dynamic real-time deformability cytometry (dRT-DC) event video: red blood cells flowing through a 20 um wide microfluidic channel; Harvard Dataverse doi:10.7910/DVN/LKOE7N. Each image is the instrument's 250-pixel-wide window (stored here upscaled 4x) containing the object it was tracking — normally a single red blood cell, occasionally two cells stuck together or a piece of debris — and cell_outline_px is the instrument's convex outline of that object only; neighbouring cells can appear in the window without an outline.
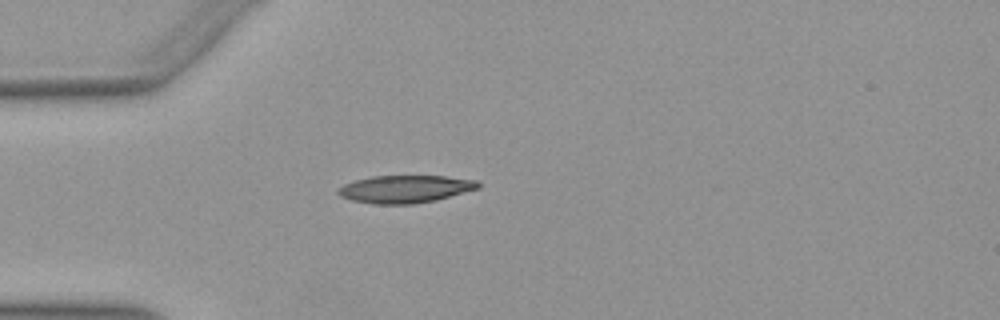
{"species": "Egyptian fruit bat (a non-hibernating species)", "species_latin": "Rousettus aegyptiacus", "temperature_condition": "warm", "stored_images_in_passage": 8, "camera_frame_rate_fps": 3000, "um_per_image_px": 0.085, "animal": {"sex": "female"}, "frame": {"image": 1, "passage_image": 1, "time_ms": 0.0, "image_size_px": [1000, 320], "cell_outline_px": [[480, 188], [436, 200], [416, 204], [372, 204], [352, 200], [340, 196], [336, 192], [344, 184], [356, 180], [372, 176], [444, 176], [476, 180], [480, 184]], "centroid_in_image_um": [34.45, 16.07], "position_along_channel_um": 50.6, "area_um2": 22.48}}
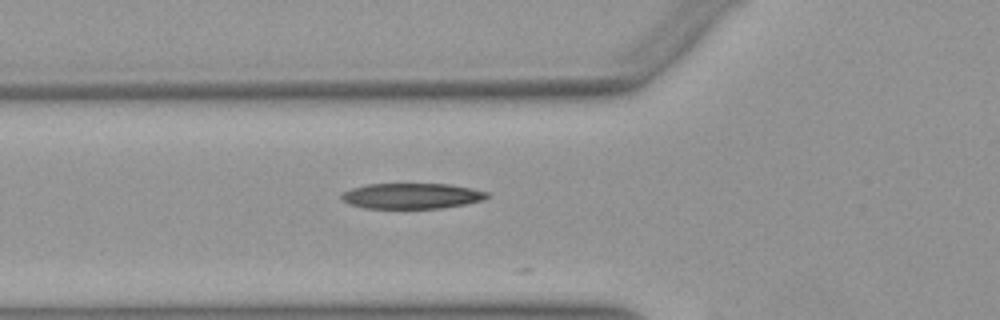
{"frame": {"image": 2, "passage_image": 5, "time_ms": 1.333, "image_size_px": [1000, 320], "cell_outline_px": [[488, 196], [484, 200], [464, 204], [440, 208], [364, 208], [348, 204], [340, 200], [340, 196], [344, 192], [352, 188], [368, 184], [448, 184], [488, 192]], "centroid_in_image_um": [34.94, 16.66], "position_along_channel_um": 90.9, "area_um2": 21.56}}